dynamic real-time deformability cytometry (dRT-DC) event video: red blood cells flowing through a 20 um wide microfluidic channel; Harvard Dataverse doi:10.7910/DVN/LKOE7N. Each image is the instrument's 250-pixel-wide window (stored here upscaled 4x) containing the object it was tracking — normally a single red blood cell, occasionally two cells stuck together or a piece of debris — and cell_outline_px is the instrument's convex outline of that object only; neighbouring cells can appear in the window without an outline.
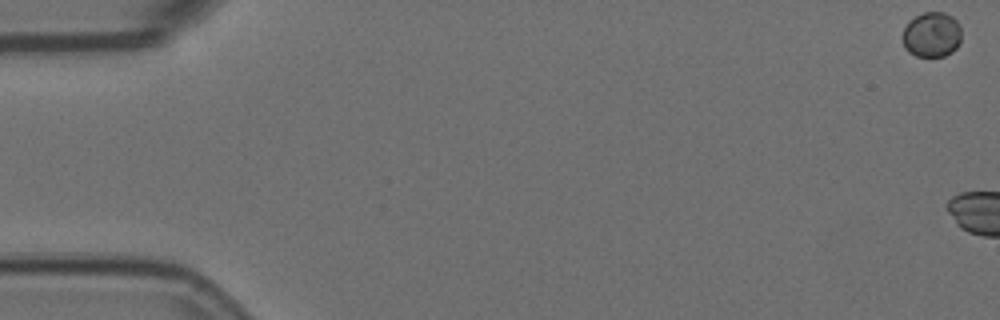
{"species": "Egyptian fruit bat (a non-hibernating species)", "species_latin": "Rousettus aegyptiacus", "temperature_condition": "room temperature", "stored_images_in_passage": 5, "camera_frame_rate_fps": 3000, "um_per_image_px": 0.085, "animal": {"sex": "female"}, "frame": {"image": 1, "passage_image": 1, "time_ms": 0.0, "image_size_px": [1000, 320], "cell_outline_px": [[960, 44], [952, 52], [944, 56], [916, 56], [908, 52], [904, 48], [904, 28], [908, 20], [924, 12], [944, 12], [952, 16], [960, 24]], "centroid_in_image_um": [79.21, 2.94], "position_along_channel_um": 5.8, "area_um2": 15.55}}